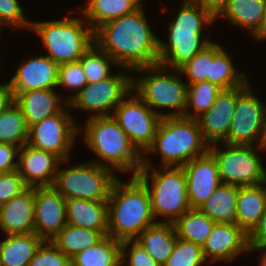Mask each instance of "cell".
<instances>
[{"instance_id": "6da1fadb", "label": "cell", "mask_w": 266, "mask_h": 266, "mask_svg": "<svg viewBox=\"0 0 266 266\" xmlns=\"http://www.w3.org/2000/svg\"><path fill=\"white\" fill-rule=\"evenodd\" d=\"M141 5L130 14L106 22L94 31V43L123 71L159 64V39Z\"/></svg>"}, {"instance_id": "7a4b0ae2", "label": "cell", "mask_w": 266, "mask_h": 266, "mask_svg": "<svg viewBox=\"0 0 266 266\" xmlns=\"http://www.w3.org/2000/svg\"><path fill=\"white\" fill-rule=\"evenodd\" d=\"M107 204V235L118 241L135 240L147 227L156 223L149 191L137 176H131L127 183L117 178Z\"/></svg>"}, {"instance_id": "3957f363", "label": "cell", "mask_w": 266, "mask_h": 266, "mask_svg": "<svg viewBox=\"0 0 266 266\" xmlns=\"http://www.w3.org/2000/svg\"><path fill=\"white\" fill-rule=\"evenodd\" d=\"M176 18L169 25L168 42L159 39V64L167 69H179L212 41L202 38L203 26L216 19L193 0H184Z\"/></svg>"}, {"instance_id": "277c9868", "label": "cell", "mask_w": 266, "mask_h": 266, "mask_svg": "<svg viewBox=\"0 0 266 266\" xmlns=\"http://www.w3.org/2000/svg\"><path fill=\"white\" fill-rule=\"evenodd\" d=\"M84 142L100 158L90 161L103 167L132 172L136 176L142 168L143 155L131 143L125 131L110 116L92 117L84 125Z\"/></svg>"}, {"instance_id": "5b68a950", "label": "cell", "mask_w": 266, "mask_h": 266, "mask_svg": "<svg viewBox=\"0 0 266 266\" xmlns=\"http://www.w3.org/2000/svg\"><path fill=\"white\" fill-rule=\"evenodd\" d=\"M208 149L197 119L166 116L161 119L154 141L145 153L159 152L162 166L182 167Z\"/></svg>"}, {"instance_id": "8992f818", "label": "cell", "mask_w": 266, "mask_h": 266, "mask_svg": "<svg viewBox=\"0 0 266 266\" xmlns=\"http://www.w3.org/2000/svg\"><path fill=\"white\" fill-rule=\"evenodd\" d=\"M153 164L144 159L142 168L137 177L147 187L151 198V210L154 219L159 216L168 219L162 222L174 223L184 213L191 209L186 186V175L182 167L162 166L163 172L153 167ZM149 177L151 183L149 185ZM152 186V187H151Z\"/></svg>"}, {"instance_id": "52a82bcc", "label": "cell", "mask_w": 266, "mask_h": 266, "mask_svg": "<svg viewBox=\"0 0 266 266\" xmlns=\"http://www.w3.org/2000/svg\"><path fill=\"white\" fill-rule=\"evenodd\" d=\"M135 70L142 74L145 71L147 76L140 75L139 79L132 76V92H136L162 118L184 115L187 104V84L180 78L182 74L179 69H173L174 72L168 73L167 68L157 64ZM156 107L172 109L174 112L163 114L156 111Z\"/></svg>"}, {"instance_id": "ba28073f", "label": "cell", "mask_w": 266, "mask_h": 266, "mask_svg": "<svg viewBox=\"0 0 266 266\" xmlns=\"http://www.w3.org/2000/svg\"><path fill=\"white\" fill-rule=\"evenodd\" d=\"M82 17L46 22H31L30 30L39 34L49 58L56 64L79 61L94 43V31ZM85 21V23H84ZM84 23V25H83ZM87 24V29H85Z\"/></svg>"}, {"instance_id": "9c48e42d", "label": "cell", "mask_w": 266, "mask_h": 266, "mask_svg": "<svg viewBox=\"0 0 266 266\" xmlns=\"http://www.w3.org/2000/svg\"><path fill=\"white\" fill-rule=\"evenodd\" d=\"M53 187L65 198L107 201L111 187L118 178L111 169L92 161L59 169ZM116 175V176H115Z\"/></svg>"}, {"instance_id": "30bf717a", "label": "cell", "mask_w": 266, "mask_h": 266, "mask_svg": "<svg viewBox=\"0 0 266 266\" xmlns=\"http://www.w3.org/2000/svg\"><path fill=\"white\" fill-rule=\"evenodd\" d=\"M226 150L210 145L208 151L216 160L222 183L237 187L265 183L266 170L254 145L223 144Z\"/></svg>"}, {"instance_id": "8fae6325", "label": "cell", "mask_w": 266, "mask_h": 266, "mask_svg": "<svg viewBox=\"0 0 266 266\" xmlns=\"http://www.w3.org/2000/svg\"><path fill=\"white\" fill-rule=\"evenodd\" d=\"M255 142L257 149H266V105L248 86L236 99L228 137L223 143L253 145Z\"/></svg>"}, {"instance_id": "7c38bea8", "label": "cell", "mask_w": 266, "mask_h": 266, "mask_svg": "<svg viewBox=\"0 0 266 266\" xmlns=\"http://www.w3.org/2000/svg\"><path fill=\"white\" fill-rule=\"evenodd\" d=\"M131 90L132 75L118 72L99 82L87 83L79 92L66 99V107L89 111L90 118L112 116L109 111L114 110Z\"/></svg>"}, {"instance_id": "4fadbf2b", "label": "cell", "mask_w": 266, "mask_h": 266, "mask_svg": "<svg viewBox=\"0 0 266 266\" xmlns=\"http://www.w3.org/2000/svg\"><path fill=\"white\" fill-rule=\"evenodd\" d=\"M131 92L132 90L115 107L112 117L125 131L131 143L143 154L152 145L162 117L137 93L133 98H129Z\"/></svg>"}, {"instance_id": "5bb4252c", "label": "cell", "mask_w": 266, "mask_h": 266, "mask_svg": "<svg viewBox=\"0 0 266 266\" xmlns=\"http://www.w3.org/2000/svg\"><path fill=\"white\" fill-rule=\"evenodd\" d=\"M63 107L57 114L43 119L28 129L27 144L32 148L48 151L62 161L70 160V150L74 147L77 133L82 128Z\"/></svg>"}, {"instance_id": "9a60e30c", "label": "cell", "mask_w": 266, "mask_h": 266, "mask_svg": "<svg viewBox=\"0 0 266 266\" xmlns=\"http://www.w3.org/2000/svg\"><path fill=\"white\" fill-rule=\"evenodd\" d=\"M249 86L222 90L210 108L197 118L204 141L210 146L227 139L237 97Z\"/></svg>"}, {"instance_id": "2e32d148", "label": "cell", "mask_w": 266, "mask_h": 266, "mask_svg": "<svg viewBox=\"0 0 266 266\" xmlns=\"http://www.w3.org/2000/svg\"><path fill=\"white\" fill-rule=\"evenodd\" d=\"M66 199L53 187H34V233L51 240L67 224Z\"/></svg>"}, {"instance_id": "e0dca14e", "label": "cell", "mask_w": 266, "mask_h": 266, "mask_svg": "<svg viewBox=\"0 0 266 266\" xmlns=\"http://www.w3.org/2000/svg\"><path fill=\"white\" fill-rule=\"evenodd\" d=\"M186 175L187 194L191 209H198L222 183L214 156L207 151L182 166Z\"/></svg>"}, {"instance_id": "ac0fdd59", "label": "cell", "mask_w": 266, "mask_h": 266, "mask_svg": "<svg viewBox=\"0 0 266 266\" xmlns=\"http://www.w3.org/2000/svg\"><path fill=\"white\" fill-rule=\"evenodd\" d=\"M17 172L28 187L53 186L62 161L55 154L23 145L18 151Z\"/></svg>"}, {"instance_id": "d6986e66", "label": "cell", "mask_w": 266, "mask_h": 266, "mask_svg": "<svg viewBox=\"0 0 266 266\" xmlns=\"http://www.w3.org/2000/svg\"><path fill=\"white\" fill-rule=\"evenodd\" d=\"M245 251H250L248 234L238 225L220 222H215L202 245L203 257L205 261L210 258V262L232 261Z\"/></svg>"}, {"instance_id": "ffe728a7", "label": "cell", "mask_w": 266, "mask_h": 266, "mask_svg": "<svg viewBox=\"0 0 266 266\" xmlns=\"http://www.w3.org/2000/svg\"><path fill=\"white\" fill-rule=\"evenodd\" d=\"M58 68L59 65L48 56H35L22 61L8 82L13 97L29 90L58 87Z\"/></svg>"}, {"instance_id": "44dd1931", "label": "cell", "mask_w": 266, "mask_h": 266, "mask_svg": "<svg viewBox=\"0 0 266 266\" xmlns=\"http://www.w3.org/2000/svg\"><path fill=\"white\" fill-rule=\"evenodd\" d=\"M0 229L6 236L34 233V187L0 206Z\"/></svg>"}, {"instance_id": "7402d4cb", "label": "cell", "mask_w": 266, "mask_h": 266, "mask_svg": "<svg viewBox=\"0 0 266 266\" xmlns=\"http://www.w3.org/2000/svg\"><path fill=\"white\" fill-rule=\"evenodd\" d=\"M60 98L53 89H35L21 92L14 101L20 107L29 129L67 106L66 100Z\"/></svg>"}, {"instance_id": "603a6c76", "label": "cell", "mask_w": 266, "mask_h": 266, "mask_svg": "<svg viewBox=\"0 0 266 266\" xmlns=\"http://www.w3.org/2000/svg\"><path fill=\"white\" fill-rule=\"evenodd\" d=\"M67 223L99 231L103 236L108 232L107 201H89L70 198L65 202Z\"/></svg>"}, {"instance_id": "cb8c5ba5", "label": "cell", "mask_w": 266, "mask_h": 266, "mask_svg": "<svg viewBox=\"0 0 266 266\" xmlns=\"http://www.w3.org/2000/svg\"><path fill=\"white\" fill-rule=\"evenodd\" d=\"M218 16H224L230 23L248 29L258 41L266 39L264 0H229Z\"/></svg>"}, {"instance_id": "d4e9b609", "label": "cell", "mask_w": 266, "mask_h": 266, "mask_svg": "<svg viewBox=\"0 0 266 266\" xmlns=\"http://www.w3.org/2000/svg\"><path fill=\"white\" fill-rule=\"evenodd\" d=\"M177 238L173 223L158 221L147 227L135 241L162 266L173 252Z\"/></svg>"}, {"instance_id": "484cf974", "label": "cell", "mask_w": 266, "mask_h": 266, "mask_svg": "<svg viewBox=\"0 0 266 266\" xmlns=\"http://www.w3.org/2000/svg\"><path fill=\"white\" fill-rule=\"evenodd\" d=\"M238 187L236 212L238 226L249 234L259 223L266 206V183Z\"/></svg>"}, {"instance_id": "4316f807", "label": "cell", "mask_w": 266, "mask_h": 266, "mask_svg": "<svg viewBox=\"0 0 266 266\" xmlns=\"http://www.w3.org/2000/svg\"><path fill=\"white\" fill-rule=\"evenodd\" d=\"M237 194V186L221 183L198 209L215 222L238 225Z\"/></svg>"}, {"instance_id": "83f0119b", "label": "cell", "mask_w": 266, "mask_h": 266, "mask_svg": "<svg viewBox=\"0 0 266 266\" xmlns=\"http://www.w3.org/2000/svg\"><path fill=\"white\" fill-rule=\"evenodd\" d=\"M43 241L35 233L7 235L6 239L0 242L3 266H29Z\"/></svg>"}, {"instance_id": "f1b7e54d", "label": "cell", "mask_w": 266, "mask_h": 266, "mask_svg": "<svg viewBox=\"0 0 266 266\" xmlns=\"http://www.w3.org/2000/svg\"><path fill=\"white\" fill-rule=\"evenodd\" d=\"M82 10L88 25L95 31L108 21L130 14L143 5V0H88Z\"/></svg>"}, {"instance_id": "f546056e", "label": "cell", "mask_w": 266, "mask_h": 266, "mask_svg": "<svg viewBox=\"0 0 266 266\" xmlns=\"http://www.w3.org/2000/svg\"><path fill=\"white\" fill-rule=\"evenodd\" d=\"M71 266H121V241L104 236L71 258Z\"/></svg>"}, {"instance_id": "4dcf8cb0", "label": "cell", "mask_w": 266, "mask_h": 266, "mask_svg": "<svg viewBox=\"0 0 266 266\" xmlns=\"http://www.w3.org/2000/svg\"><path fill=\"white\" fill-rule=\"evenodd\" d=\"M218 43L213 42V60L210 62V77L206 81L213 83L222 90L236 88L244 85L248 79L243 72L235 70L232 58Z\"/></svg>"}, {"instance_id": "1f68e13d", "label": "cell", "mask_w": 266, "mask_h": 266, "mask_svg": "<svg viewBox=\"0 0 266 266\" xmlns=\"http://www.w3.org/2000/svg\"><path fill=\"white\" fill-rule=\"evenodd\" d=\"M104 236L99 231L66 224L50 241L66 256L72 258L83 249L90 248Z\"/></svg>"}, {"instance_id": "d6a6232c", "label": "cell", "mask_w": 266, "mask_h": 266, "mask_svg": "<svg viewBox=\"0 0 266 266\" xmlns=\"http://www.w3.org/2000/svg\"><path fill=\"white\" fill-rule=\"evenodd\" d=\"M215 221L199 209H190L174 223L177 237L193 242L202 247L207 237L211 234Z\"/></svg>"}, {"instance_id": "836d02e7", "label": "cell", "mask_w": 266, "mask_h": 266, "mask_svg": "<svg viewBox=\"0 0 266 266\" xmlns=\"http://www.w3.org/2000/svg\"><path fill=\"white\" fill-rule=\"evenodd\" d=\"M27 141L28 127L20 107L14 101L0 114V144L21 148Z\"/></svg>"}, {"instance_id": "e575fe53", "label": "cell", "mask_w": 266, "mask_h": 266, "mask_svg": "<svg viewBox=\"0 0 266 266\" xmlns=\"http://www.w3.org/2000/svg\"><path fill=\"white\" fill-rule=\"evenodd\" d=\"M221 91L220 87L208 81L187 84V104L183 116L197 119L210 108Z\"/></svg>"}, {"instance_id": "d590c367", "label": "cell", "mask_w": 266, "mask_h": 266, "mask_svg": "<svg viewBox=\"0 0 266 266\" xmlns=\"http://www.w3.org/2000/svg\"><path fill=\"white\" fill-rule=\"evenodd\" d=\"M79 61L88 83H96L108 78L112 74L109 66L111 64L116 66L114 60L95 43L90 46Z\"/></svg>"}, {"instance_id": "8d00e7d4", "label": "cell", "mask_w": 266, "mask_h": 266, "mask_svg": "<svg viewBox=\"0 0 266 266\" xmlns=\"http://www.w3.org/2000/svg\"><path fill=\"white\" fill-rule=\"evenodd\" d=\"M204 262L200 245L177 238L173 252L162 266H201Z\"/></svg>"}, {"instance_id": "74e56055", "label": "cell", "mask_w": 266, "mask_h": 266, "mask_svg": "<svg viewBox=\"0 0 266 266\" xmlns=\"http://www.w3.org/2000/svg\"><path fill=\"white\" fill-rule=\"evenodd\" d=\"M213 60V42L198 52L191 60L179 68L181 74L186 75L188 84L206 81L210 77V62Z\"/></svg>"}, {"instance_id": "f35d334b", "label": "cell", "mask_w": 266, "mask_h": 266, "mask_svg": "<svg viewBox=\"0 0 266 266\" xmlns=\"http://www.w3.org/2000/svg\"><path fill=\"white\" fill-rule=\"evenodd\" d=\"M29 266H71V258L50 240H44L30 260Z\"/></svg>"}, {"instance_id": "ab89813d", "label": "cell", "mask_w": 266, "mask_h": 266, "mask_svg": "<svg viewBox=\"0 0 266 266\" xmlns=\"http://www.w3.org/2000/svg\"><path fill=\"white\" fill-rule=\"evenodd\" d=\"M87 83L88 82L80 61L59 65L58 87L64 86L63 88L79 92Z\"/></svg>"}, {"instance_id": "60d3db41", "label": "cell", "mask_w": 266, "mask_h": 266, "mask_svg": "<svg viewBox=\"0 0 266 266\" xmlns=\"http://www.w3.org/2000/svg\"><path fill=\"white\" fill-rule=\"evenodd\" d=\"M31 22L26 19L18 0H0V30L7 25L13 29L31 28Z\"/></svg>"}, {"instance_id": "b9f144b4", "label": "cell", "mask_w": 266, "mask_h": 266, "mask_svg": "<svg viewBox=\"0 0 266 266\" xmlns=\"http://www.w3.org/2000/svg\"><path fill=\"white\" fill-rule=\"evenodd\" d=\"M130 245L131 249H129L130 252L127 256L126 250ZM125 264L126 266H161L135 240H125L121 242V266H125Z\"/></svg>"}, {"instance_id": "7bdbcfd3", "label": "cell", "mask_w": 266, "mask_h": 266, "mask_svg": "<svg viewBox=\"0 0 266 266\" xmlns=\"http://www.w3.org/2000/svg\"><path fill=\"white\" fill-rule=\"evenodd\" d=\"M28 186L17 170L0 173V206L21 194Z\"/></svg>"}, {"instance_id": "ee69618b", "label": "cell", "mask_w": 266, "mask_h": 266, "mask_svg": "<svg viewBox=\"0 0 266 266\" xmlns=\"http://www.w3.org/2000/svg\"><path fill=\"white\" fill-rule=\"evenodd\" d=\"M248 242L250 252L251 250H264V254L261 255H266V206L263 214L260 217L259 223L248 234Z\"/></svg>"}, {"instance_id": "f6af8a7d", "label": "cell", "mask_w": 266, "mask_h": 266, "mask_svg": "<svg viewBox=\"0 0 266 266\" xmlns=\"http://www.w3.org/2000/svg\"><path fill=\"white\" fill-rule=\"evenodd\" d=\"M19 147L10 144H0V173L17 170V162L13 161L18 156Z\"/></svg>"}, {"instance_id": "bcb514c9", "label": "cell", "mask_w": 266, "mask_h": 266, "mask_svg": "<svg viewBox=\"0 0 266 266\" xmlns=\"http://www.w3.org/2000/svg\"><path fill=\"white\" fill-rule=\"evenodd\" d=\"M199 4L204 10H207L215 19L226 7L229 0H193Z\"/></svg>"}, {"instance_id": "7dc6e473", "label": "cell", "mask_w": 266, "mask_h": 266, "mask_svg": "<svg viewBox=\"0 0 266 266\" xmlns=\"http://www.w3.org/2000/svg\"><path fill=\"white\" fill-rule=\"evenodd\" d=\"M14 102V97L9 83L0 84V114Z\"/></svg>"}, {"instance_id": "c3c4849f", "label": "cell", "mask_w": 266, "mask_h": 266, "mask_svg": "<svg viewBox=\"0 0 266 266\" xmlns=\"http://www.w3.org/2000/svg\"><path fill=\"white\" fill-rule=\"evenodd\" d=\"M261 262H260V265L261 266H266V255H261Z\"/></svg>"}, {"instance_id": "681fc988", "label": "cell", "mask_w": 266, "mask_h": 266, "mask_svg": "<svg viewBox=\"0 0 266 266\" xmlns=\"http://www.w3.org/2000/svg\"><path fill=\"white\" fill-rule=\"evenodd\" d=\"M264 19H265V33H266V0H264Z\"/></svg>"}, {"instance_id": "f907efd6", "label": "cell", "mask_w": 266, "mask_h": 266, "mask_svg": "<svg viewBox=\"0 0 266 266\" xmlns=\"http://www.w3.org/2000/svg\"><path fill=\"white\" fill-rule=\"evenodd\" d=\"M0 266H3V262L1 260V256H0Z\"/></svg>"}]
</instances>
